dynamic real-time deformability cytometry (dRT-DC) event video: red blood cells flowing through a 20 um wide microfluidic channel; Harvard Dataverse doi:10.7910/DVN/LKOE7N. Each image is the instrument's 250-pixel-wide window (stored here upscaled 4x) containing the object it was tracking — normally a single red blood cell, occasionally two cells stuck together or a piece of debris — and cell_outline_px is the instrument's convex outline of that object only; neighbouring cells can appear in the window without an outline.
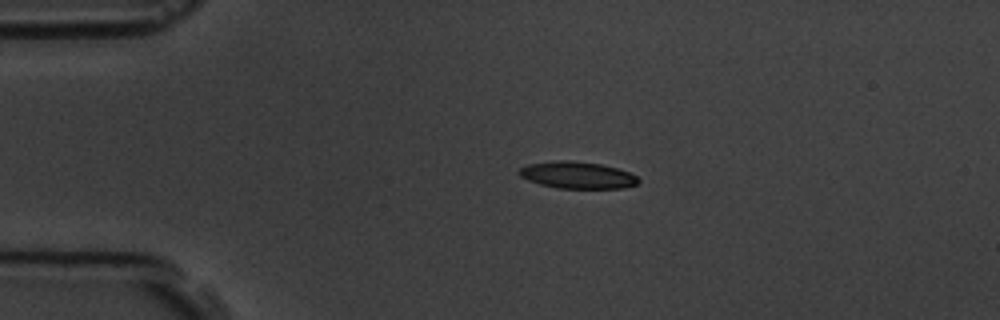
{"species": "common noctule bat (a hibernating species)", "species_latin": "Nyctalus noctula", "temperature_condition": "room temperature", "stored_images_in_passage": 2, "camera_frame_rate_fps": 3000, "um_per_image_px": 0.085, "animal": {"sex": "male", "body_mass_g": 19.5, "forearm_length_mm": 54.6}, "frame": {"image": 1, "passage_image": 1, "time_ms": 0.0, "image_size_px": [1000, 320], "cell_outline_px": [[640, 180], [636, 184], [624, 188], [556, 188], [540, 184], [528, 180], [520, 176], [520, 168], [528, 164], [556, 160], [572, 160], [600, 164], [616, 168], [628, 172], [636, 176]], "centroid_in_image_um": [49.07, 14.88], "position_along_channel_um": 35.9, "area_um2": 18.55}}